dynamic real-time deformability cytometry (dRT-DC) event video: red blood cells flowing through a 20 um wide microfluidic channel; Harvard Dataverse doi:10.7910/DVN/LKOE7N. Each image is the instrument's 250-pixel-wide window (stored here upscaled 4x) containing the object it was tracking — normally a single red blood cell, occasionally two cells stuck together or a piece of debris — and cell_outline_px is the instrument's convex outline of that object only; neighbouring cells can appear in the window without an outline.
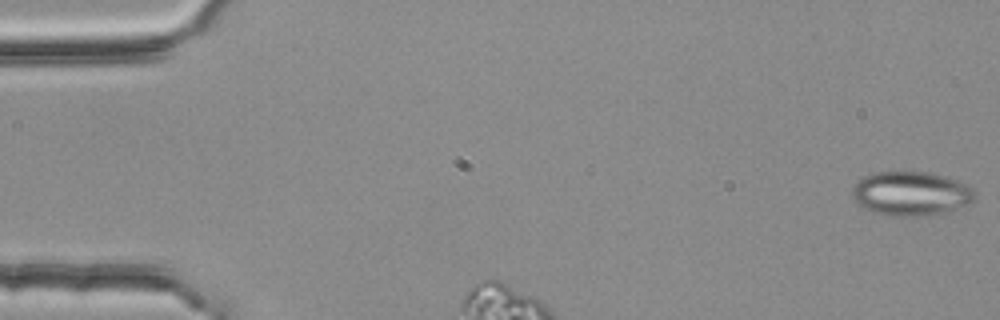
{"species": "common noctule bat (a hibernating species)", "species_latin": "Nyctalus noctula", "temperature_condition": "room temperature", "stored_images_in_passage": 35, "camera_frame_rate_fps": 3000, "um_per_image_px": 0.085, "animal": {"sex": "female", "body_mass_g": 25.1}, "frame": {"image": 1, "passage_image": 1, "time_ms": 0.0, "image_size_px": [1000, 320], "cell_outline_px": [[976, 192], [972, 200], [968, 204], [928, 216], [888, 216], [872, 212], [856, 204], [852, 196], [852, 188], [864, 176], [872, 172], [928, 172], [944, 176], [956, 180], [972, 188]], "centroid_in_image_um": [77.38, 16.46], "position_along_channel_um": 7.6, "area_um2": 31.44}}
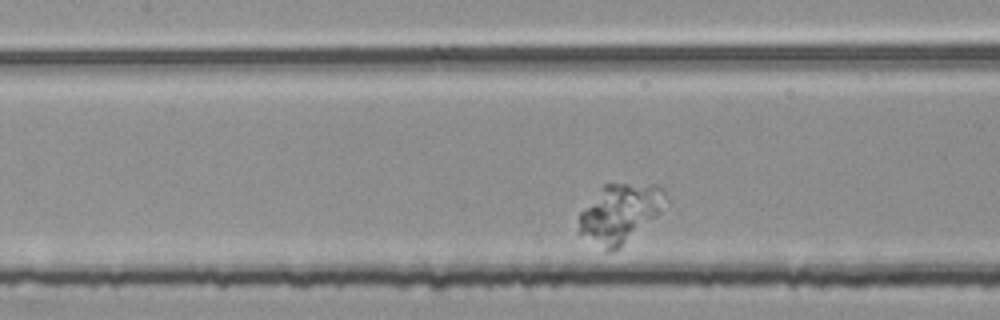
{"frame": {"image": 2, "passage_image": 14, "time_ms": 4.333, "image_size_px": [1000, 320], "cell_outline_px": [[668, 200], [660, 212], [656, 216], [620, 248], [612, 252], [608, 252], [580, 232], [580, 212], [604, 184], [656, 184], [664, 188]], "centroid_in_image_um": [52.75, 18.11], "position_along_channel_um": 154.7, "area_um2": 29.3}}
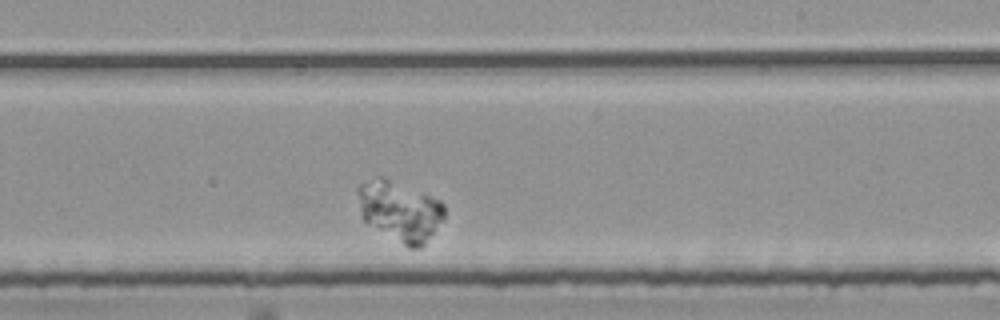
{"frame": {"image": 3, "passage_image": 23, "time_ms": 7.333, "image_size_px": [1000, 320], "cell_outline_px": [[444, 220], [424, 244], [420, 248], [408, 248], [364, 220], [360, 212], [356, 192], [356, 188], [360, 184], [376, 176], [384, 176], [440, 200], [444, 204]], "centroid_in_image_um": [33.98, 17.91], "position_along_channel_um": 255.0, "area_um2": 30.35}}